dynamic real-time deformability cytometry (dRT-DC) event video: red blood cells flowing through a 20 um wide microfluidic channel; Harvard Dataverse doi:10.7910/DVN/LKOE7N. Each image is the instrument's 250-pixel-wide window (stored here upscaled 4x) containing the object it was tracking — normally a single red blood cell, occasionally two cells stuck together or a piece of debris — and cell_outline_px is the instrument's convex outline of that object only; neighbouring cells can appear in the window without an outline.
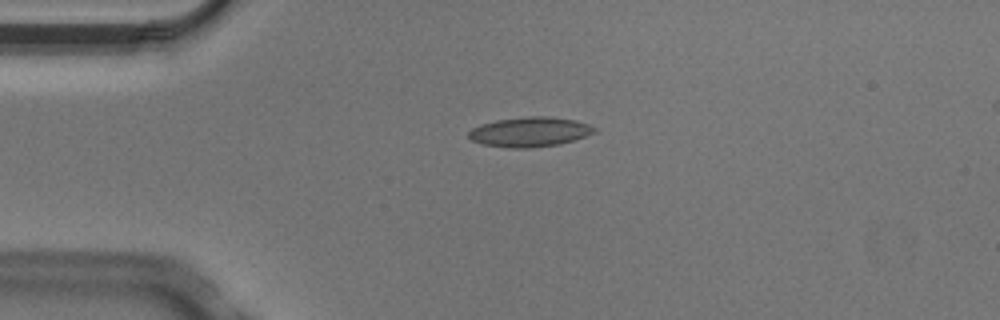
{"species": "Egyptian fruit bat (a non-hibernating species)", "species_latin": "Rousettus aegyptiacus", "temperature_condition": "cold", "stored_images_in_passage": 2, "camera_frame_rate_fps": 3000, "um_per_image_px": 0.085, "animal": {"sex": "male"}, "frame": {"image": 1, "passage_image": 1, "time_ms": 0.0, "image_size_px": [1000, 320], "cell_outline_px": [[596, 132], [560, 144], [532, 148], [508, 148], [484, 144], [472, 140], [468, 136], [468, 132], [472, 128], [496, 120], [528, 116], [548, 116], [576, 120], [588, 124], [596, 128]], "centroid_in_image_um": [45.04, 11.21], "position_along_channel_um": 40.0, "area_um2": 21.68}}